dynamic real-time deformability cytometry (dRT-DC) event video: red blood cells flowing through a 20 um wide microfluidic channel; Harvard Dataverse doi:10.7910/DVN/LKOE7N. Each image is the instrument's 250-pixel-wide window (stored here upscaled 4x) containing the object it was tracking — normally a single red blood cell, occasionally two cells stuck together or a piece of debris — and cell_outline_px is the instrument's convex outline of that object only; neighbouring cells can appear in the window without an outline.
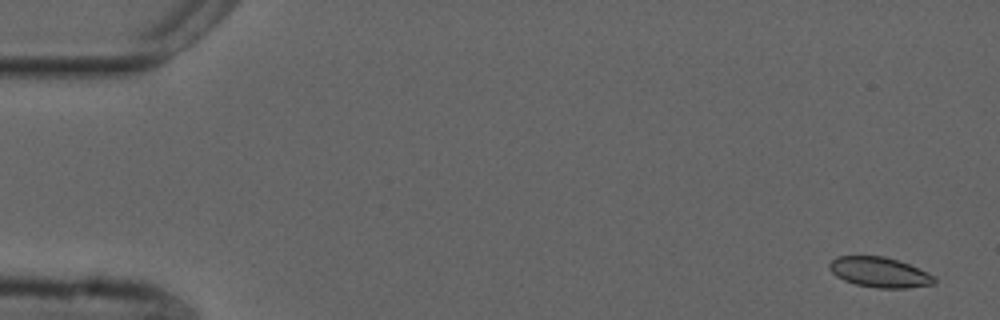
{"species": "common noctule bat (a hibernating species)", "species_latin": "Nyctalus noctula", "temperature_condition": "cold", "stored_images_in_passage": 5, "camera_frame_rate_fps": 3000, "um_per_image_px": 0.085, "animal": {"sex": "male", "forearm_length_mm": 52.5}, "frame": {"image": 1, "passage_image": 1, "time_ms": 0.0, "image_size_px": [1000, 320], "cell_outline_px": [[936, 284], [908, 288], [876, 288], [856, 284], [844, 280], [836, 276], [828, 268], [828, 264], [836, 256], [884, 256], [908, 264], [936, 276]], "centroid_in_image_um": [74.77, 23.15], "position_along_channel_um": 10.2, "area_um2": 18.5}}
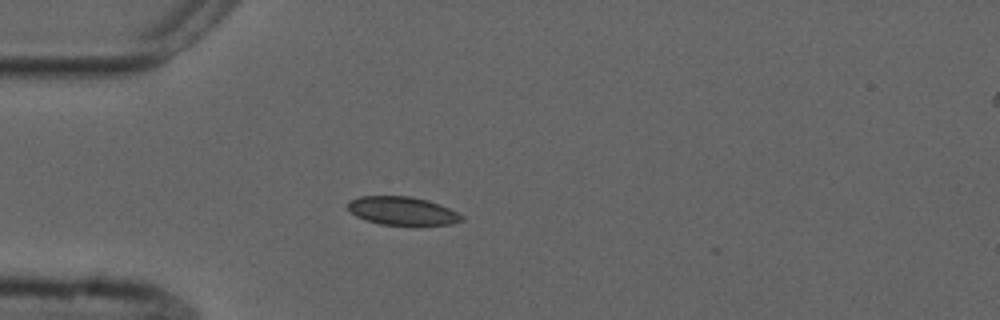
{"frame": {"image": 2, "passage_image": 5, "time_ms": 1.333, "image_size_px": [1000, 320], "cell_outline_px": [[464, 220], [452, 224], [416, 228], [380, 224], [356, 216], [348, 208], [348, 200], [360, 196], [412, 196], [428, 200], [448, 208], [464, 216]], "centroid_in_image_um": [34.25, 17.97], "position_along_channel_um": 50.7, "area_um2": 19.54}}